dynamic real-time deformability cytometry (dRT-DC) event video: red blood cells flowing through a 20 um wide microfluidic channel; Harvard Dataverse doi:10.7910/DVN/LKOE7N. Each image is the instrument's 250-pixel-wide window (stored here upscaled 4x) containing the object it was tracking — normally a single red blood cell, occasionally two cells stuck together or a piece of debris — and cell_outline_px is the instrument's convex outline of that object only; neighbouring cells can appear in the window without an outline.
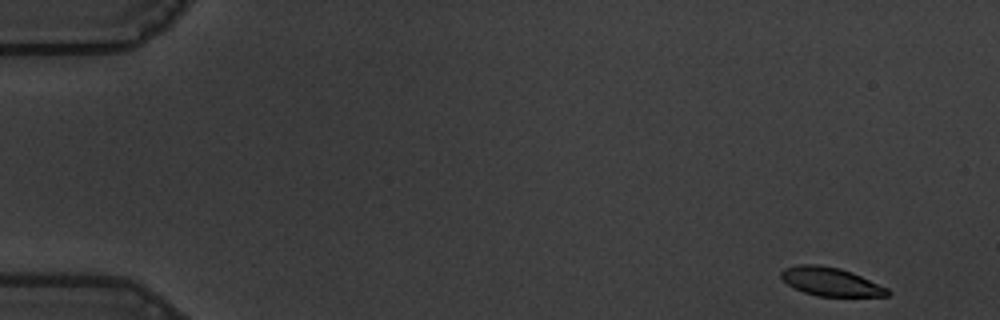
{"species": "common noctule bat (a hibernating species)", "species_latin": "Nyctalus noctula", "temperature_condition": "warm", "stored_images_in_passage": 55, "camera_frame_rate_fps": 3000, "um_per_image_px": 0.085, "animal": {"sex": "male", "body_mass_g": 19.5, "forearm_length_mm": 54.6}, "frame": {"image": 1, "passage_image": 1, "time_ms": 0.0, "image_size_px": [1000, 320], "cell_outline_px": [[892, 292], [888, 296], [816, 296], [804, 292], [788, 284], [780, 276], [780, 272], [784, 268], [800, 264], [820, 264], [840, 268], [852, 272], [888, 288]], "centroid_in_image_um": [70.62, 23.93], "position_along_channel_um": 14.4, "area_um2": 17.69}}
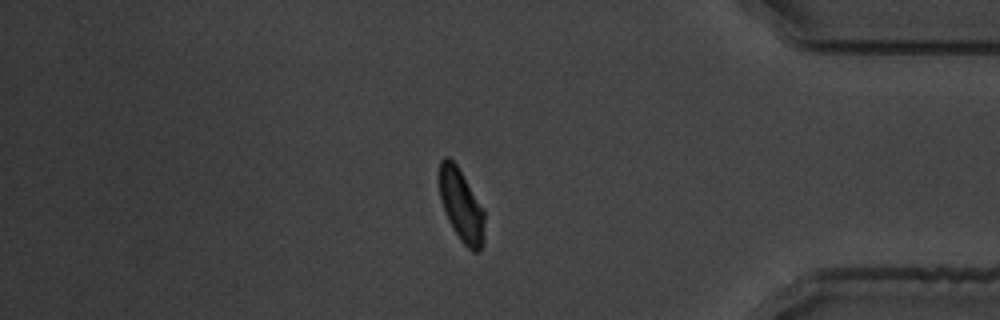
{"frame": {"image": 2, "passage_image": 47, "time_ms": 15.333, "image_size_px": [1000, 320], "cell_outline_px": [[484, 244], [480, 252], [472, 252], [460, 240], [452, 228], [448, 220], [440, 200], [440, 160], [444, 156], [448, 156], [456, 164], [484, 208]], "centroid_in_image_um": [39.23, 17.5], "position_along_channel_um": 396.0, "area_um2": 19.25}}
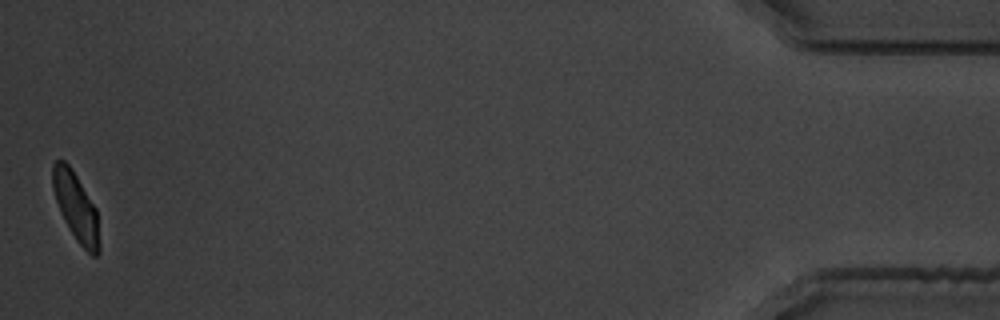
{"frame": {"image": 3, "passage_image": 55, "time_ms": 18.0, "image_size_px": [1000, 320], "cell_outline_px": [[100, 252], [96, 256], [92, 256], [76, 240], [64, 220], [60, 212], [52, 188], [52, 164], [56, 160], [64, 160], [68, 164], [76, 176], [96, 208], [100, 244]], "centroid_in_image_um": [6.45, 17.6], "position_along_channel_um": 428.7, "area_um2": 18.44}, "authors_computed_cell_mechanics": {"area_um2": 19.7098, "velocity_mm_per_s": 3.5119, "shape_relaxation_time_tau1_ms": 3.1323, "shape_relaxation_time_tau2_ms": 2.1863, "deformation_change_tau1": 0.1482, "deformation_change_tau2": 0.0695}}